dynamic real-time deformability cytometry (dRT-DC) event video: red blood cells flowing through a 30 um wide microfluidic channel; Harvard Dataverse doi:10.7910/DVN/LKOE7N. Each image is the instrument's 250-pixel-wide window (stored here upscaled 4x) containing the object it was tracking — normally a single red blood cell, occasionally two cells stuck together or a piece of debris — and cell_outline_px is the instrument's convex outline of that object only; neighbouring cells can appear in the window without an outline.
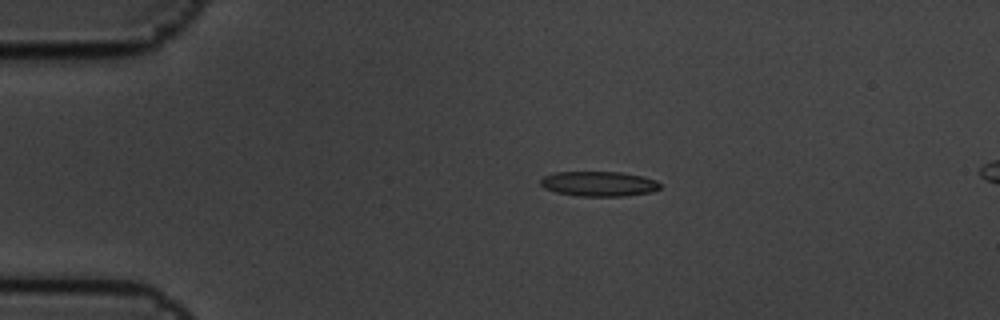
{"species": "common noctule bat (a hibernating species)", "species_latin": "Nyctalus noctula", "temperature_condition": "cold", "stored_images_in_passage": 3, "camera_frame_rate_fps": 3000, "um_per_image_px": 0.085, "animal": {"sex": "male", "body_mass_g": 19.5, "forearm_length_mm": 54.6}, "frame": {"image": 1, "passage_image": 1, "time_ms": 0.0, "image_size_px": [1000, 320], "cell_outline_px": [[660, 188], [652, 192], [624, 196], [576, 196], [556, 192], [544, 188], [540, 184], [540, 180], [544, 176], [556, 172], [620, 172], [644, 176], [656, 180], [660, 184]], "centroid_in_image_um": [50.91, 15.62], "position_along_channel_um": 34.1, "area_um2": 17.46}}